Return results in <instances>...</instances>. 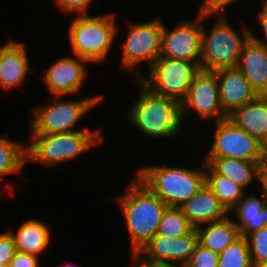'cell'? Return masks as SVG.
<instances>
[{"label":"cell","mask_w":267,"mask_h":267,"mask_svg":"<svg viewBox=\"0 0 267 267\" xmlns=\"http://www.w3.org/2000/svg\"><path fill=\"white\" fill-rule=\"evenodd\" d=\"M129 184L125 194L119 195L117 201L124 214L132 252H139L156 234L168 206L137 178Z\"/></svg>","instance_id":"cell-1"},{"label":"cell","mask_w":267,"mask_h":267,"mask_svg":"<svg viewBox=\"0 0 267 267\" xmlns=\"http://www.w3.org/2000/svg\"><path fill=\"white\" fill-rule=\"evenodd\" d=\"M141 85L137 101L127 112L135 127L152 138H170L179 133L182 121L181 102L153 93L139 79Z\"/></svg>","instance_id":"cell-2"},{"label":"cell","mask_w":267,"mask_h":267,"mask_svg":"<svg viewBox=\"0 0 267 267\" xmlns=\"http://www.w3.org/2000/svg\"><path fill=\"white\" fill-rule=\"evenodd\" d=\"M202 167V168H201ZM200 170L170 166H146L137 179L169 207H181L205 185V163Z\"/></svg>","instance_id":"cell-3"},{"label":"cell","mask_w":267,"mask_h":267,"mask_svg":"<svg viewBox=\"0 0 267 267\" xmlns=\"http://www.w3.org/2000/svg\"><path fill=\"white\" fill-rule=\"evenodd\" d=\"M33 141L26 145L27 161L57 166L74 160L83 152L103 142L99 129L69 133L31 134Z\"/></svg>","instance_id":"cell-4"},{"label":"cell","mask_w":267,"mask_h":267,"mask_svg":"<svg viewBox=\"0 0 267 267\" xmlns=\"http://www.w3.org/2000/svg\"><path fill=\"white\" fill-rule=\"evenodd\" d=\"M114 16H76L69 26V40L74 56L89 63L105 61L119 31Z\"/></svg>","instance_id":"cell-5"},{"label":"cell","mask_w":267,"mask_h":267,"mask_svg":"<svg viewBox=\"0 0 267 267\" xmlns=\"http://www.w3.org/2000/svg\"><path fill=\"white\" fill-rule=\"evenodd\" d=\"M223 14H215L216 23L209 34L203 25L200 70L214 72L237 67L243 46L250 38L251 30L247 26L242 25L243 35L240 36Z\"/></svg>","instance_id":"cell-6"},{"label":"cell","mask_w":267,"mask_h":267,"mask_svg":"<svg viewBox=\"0 0 267 267\" xmlns=\"http://www.w3.org/2000/svg\"><path fill=\"white\" fill-rule=\"evenodd\" d=\"M199 71L200 66L195 62L159 56L150 67L149 78L144 77L137 69L134 73L136 79L153 93L182 102Z\"/></svg>","instance_id":"cell-7"},{"label":"cell","mask_w":267,"mask_h":267,"mask_svg":"<svg viewBox=\"0 0 267 267\" xmlns=\"http://www.w3.org/2000/svg\"><path fill=\"white\" fill-rule=\"evenodd\" d=\"M103 98L102 95H97L76 101L59 102L55 99L53 104L40 105L31 112L34 116L31 122V133L54 134L76 131L75 124Z\"/></svg>","instance_id":"cell-8"},{"label":"cell","mask_w":267,"mask_h":267,"mask_svg":"<svg viewBox=\"0 0 267 267\" xmlns=\"http://www.w3.org/2000/svg\"><path fill=\"white\" fill-rule=\"evenodd\" d=\"M214 140L204 158H235L249 162H265L267 149L257 138L236 126L228 118L215 121Z\"/></svg>","instance_id":"cell-9"},{"label":"cell","mask_w":267,"mask_h":267,"mask_svg":"<svg viewBox=\"0 0 267 267\" xmlns=\"http://www.w3.org/2000/svg\"><path fill=\"white\" fill-rule=\"evenodd\" d=\"M163 26L160 19L129 24L122 50V68L134 69L142 61H145L149 68L154 64L161 52Z\"/></svg>","instance_id":"cell-10"},{"label":"cell","mask_w":267,"mask_h":267,"mask_svg":"<svg viewBox=\"0 0 267 267\" xmlns=\"http://www.w3.org/2000/svg\"><path fill=\"white\" fill-rule=\"evenodd\" d=\"M198 11L195 23L183 21L171 31L163 26L160 56L195 62L200 66L203 31L201 23L212 14Z\"/></svg>","instance_id":"cell-11"},{"label":"cell","mask_w":267,"mask_h":267,"mask_svg":"<svg viewBox=\"0 0 267 267\" xmlns=\"http://www.w3.org/2000/svg\"><path fill=\"white\" fill-rule=\"evenodd\" d=\"M182 116L196 111L202 119H215L216 121L227 118L220 103L219 82L213 71L200 70L193 78L186 98L181 102Z\"/></svg>","instance_id":"cell-12"},{"label":"cell","mask_w":267,"mask_h":267,"mask_svg":"<svg viewBox=\"0 0 267 267\" xmlns=\"http://www.w3.org/2000/svg\"><path fill=\"white\" fill-rule=\"evenodd\" d=\"M197 243L198 235L195 228L178 238L155 234L138 253L144 255L148 261L169 265L178 262V265H186Z\"/></svg>","instance_id":"cell-13"},{"label":"cell","mask_w":267,"mask_h":267,"mask_svg":"<svg viewBox=\"0 0 267 267\" xmlns=\"http://www.w3.org/2000/svg\"><path fill=\"white\" fill-rule=\"evenodd\" d=\"M88 63L85 59L78 56L59 58L42 75V80L46 83L49 91L54 97L66 94L78 93L82 88L83 81L86 79Z\"/></svg>","instance_id":"cell-14"},{"label":"cell","mask_w":267,"mask_h":267,"mask_svg":"<svg viewBox=\"0 0 267 267\" xmlns=\"http://www.w3.org/2000/svg\"><path fill=\"white\" fill-rule=\"evenodd\" d=\"M214 72L219 82L220 103L227 115L259 96L237 67L222 68Z\"/></svg>","instance_id":"cell-15"},{"label":"cell","mask_w":267,"mask_h":267,"mask_svg":"<svg viewBox=\"0 0 267 267\" xmlns=\"http://www.w3.org/2000/svg\"><path fill=\"white\" fill-rule=\"evenodd\" d=\"M237 68L260 96H267V47L251 37L243 46Z\"/></svg>","instance_id":"cell-16"},{"label":"cell","mask_w":267,"mask_h":267,"mask_svg":"<svg viewBox=\"0 0 267 267\" xmlns=\"http://www.w3.org/2000/svg\"><path fill=\"white\" fill-rule=\"evenodd\" d=\"M25 44L10 40L0 48V86L11 89L22 85L29 74Z\"/></svg>","instance_id":"cell-17"},{"label":"cell","mask_w":267,"mask_h":267,"mask_svg":"<svg viewBox=\"0 0 267 267\" xmlns=\"http://www.w3.org/2000/svg\"><path fill=\"white\" fill-rule=\"evenodd\" d=\"M180 208L194 228L222 220L228 214L218 197L206 185Z\"/></svg>","instance_id":"cell-18"},{"label":"cell","mask_w":267,"mask_h":267,"mask_svg":"<svg viewBox=\"0 0 267 267\" xmlns=\"http://www.w3.org/2000/svg\"><path fill=\"white\" fill-rule=\"evenodd\" d=\"M227 118L267 147V96L234 109Z\"/></svg>","instance_id":"cell-19"},{"label":"cell","mask_w":267,"mask_h":267,"mask_svg":"<svg viewBox=\"0 0 267 267\" xmlns=\"http://www.w3.org/2000/svg\"><path fill=\"white\" fill-rule=\"evenodd\" d=\"M204 159L203 162L208 164L216 173L227 177L244 189L254 181V178L260 181V168L264 162H249L230 157Z\"/></svg>","instance_id":"cell-20"},{"label":"cell","mask_w":267,"mask_h":267,"mask_svg":"<svg viewBox=\"0 0 267 267\" xmlns=\"http://www.w3.org/2000/svg\"><path fill=\"white\" fill-rule=\"evenodd\" d=\"M14 239L16 251L39 256L50 244V229L44 222L30 219L20 225L17 232L9 231Z\"/></svg>","instance_id":"cell-21"},{"label":"cell","mask_w":267,"mask_h":267,"mask_svg":"<svg viewBox=\"0 0 267 267\" xmlns=\"http://www.w3.org/2000/svg\"><path fill=\"white\" fill-rule=\"evenodd\" d=\"M195 229L198 235V243L216 253H221L240 237V231L235 221L228 215L222 220Z\"/></svg>","instance_id":"cell-22"},{"label":"cell","mask_w":267,"mask_h":267,"mask_svg":"<svg viewBox=\"0 0 267 267\" xmlns=\"http://www.w3.org/2000/svg\"><path fill=\"white\" fill-rule=\"evenodd\" d=\"M262 195L264 201L254 195H244L233 208L234 214L239 218V223L236 221L235 223L240 231V236L246 237L267 225V198L264 192Z\"/></svg>","instance_id":"cell-23"},{"label":"cell","mask_w":267,"mask_h":267,"mask_svg":"<svg viewBox=\"0 0 267 267\" xmlns=\"http://www.w3.org/2000/svg\"><path fill=\"white\" fill-rule=\"evenodd\" d=\"M205 185L218 197L227 212H232L246 194L243 187L219 175L208 164H205Z\"/></svg>","instance_id":"cell-24"},{"label":"cell","mask_w":267,"mask_h":267,"mask_svg":"<svg viewBox=\"0 0 267 267\" xmlns=\"http://www.w3.org/2000/svg\"><path fill=\"white\" fill-rule=\"evenodd\" d=\"M7 134L0 137V179L5 175L19 173L27 162L26 146L6 139Z\"/></svg>","instance_id":"cell-25"},{"label":"cell","mask_w":267,"mask_h":267,"mask_svg":"<svg viewBox=\"0 0 267 267\" xmlns=\"http://www.w3.org/2000/svg\"><path fill=\"white\" fill-rule=\"evenodd\" d=\"M194 227L180 207H167L158 225L156 235L178 238Z\"/></svg>","instance_id":"cell-26"},{"label":"cell","mask_w":267,"mask_h":267,"mask_svg":"<svg viewBox=\"0 0 267 267\" xmlns=\"http://www.w3.org/2000/svg\"><path fill=\"white\" fill-rule=\"evenodd\" d=\"M218 267H254L246 237L240 236L219 253Z\"/></svg>","instance_id":"cell-27"},{"label":"cell","mask_w":267,"mask_h":267,"mask_svg":"<svg viewBox=\"0 0 267 267\" xmlns=\"http://www.w3.org/2000/svg\"><path fill=\"white\" fill-rule=\"evenodd\" d=\"M251 262L257 267L262 261L267 260V225L246 236Z\"/></svg>","instance_id":"cell-28"},{"label":"cell","mask_w":267,"mask_h":267,"mask_svg":"<svg viewBox=\"0 0 267 267\" xmlns=\"http://www.w3.org/2000/svg\"><path fill=\"white\" fill-rule=\"evenodd\" d=\"M219 253L203 247L199 243L195 246L187 267H218Z\"/></svg>","instance_id":"cell-29"},{"label":"cell","mask_w":267,"mask_h":267,"mask_svg":"<svg viewBox=\"0 0 267 267\" xmlns=\"http://www.w3.org/2000/svg\"><path fill=\"white\" fill-rule=\"evenodd\" d=\"M16 252L14 239L9 231L0 234V262L9 265Z\"/></svg>","instance_id":"cell-30"},{"label":"cell","mask_w":267,"mask_h":267,"mask_svg":"<svg viewBox=\"0 0 267 267\" xmlns=\"http://www.w3.org/2000/svg\"><path fill=\"white\" fill-rule=\"evenodd\" d=\"M56 4L63 12L79 13V16L86 15L92 0H56Z\"/></svg>","instance_id":"cell-31"},{"label":"cell","mask_w":267,"mask_h":267,"mask_svg":"<svg viewBox=\"0 0 267 267\" xmlns=\"http://www.w3.org/2000/svg\"><path fill=\"white\" fill-rule=\"evenodd\" d=\"M38 258L32 254L16 251L8 267H40Z\"/></svg>","instance_id":"cell-32"},{"label":"cell","mask_w":267,"mask_h":267,"mask_svg":"<svg viewBox=\"0 0 267 267\" xmlns=\"http://www.w3.org/2000/svg\"><path fill=\"white\" fill-rule=\"evenodd\" d=\"M236 1L237 0H204L199 10L212 15L221 14L224 7Z\"/></svg>","instance_id":"cell-33"},{"label":"cell","mask_w":267,"mask_h":267,"mask_svg":"<svg viewBox=\"0 0 267 267\" xmlns=\"http://www.w3.org/2000/svg\"><path fill=\"white\" fill-rule=\"evenodd\" d=\"M258 19L260 26L263 29L264 32V39L259 38L258 36H255L254 33L250 32V37L255 40L256 42L263 44L267 47V0L264 1L263 7L260 12H258Z\"/></svg>","instance_id":"cell-34"},{"label":"cell","mask_w":267,"mask_h":267,"mask_svg":"<svg viewBox=\"0 0 267 267\" xmlns=\"http://www.w3.org/2000/svg\"><path fill=\"white\" fill-rule=\"evenodd\" d=\"M132 261L135 263L133 264L134 267H170L169 264H164L160 262H152L146 260L144 257H140V254L138 252H132ZM141 258V259H140Z\"/></svg>","instance_id":"cell-35"},{"label":"cell","mask_w":267,"mask_h":267,"mask_svg":"<svg viewBox=\"0 0 267 267\" xmlns=\"http://www.w3.org/2000/svg\"><path fill=\"white\" fill-rule=\"evenodd\" d=\"M259 183H261L262 192L266 194V198H267V159L261 165Z\"/></svg>","instance_id":"cell-36"},{"label":"cell","mask_w":267,"mask_h":267,"mask_svg":"<svg viewBox=\"0 0 267 267\" xmlns=\"http://www.w3.org/2000/svg\"><path fill=\"white\" fill-rule=\"evenodd\" d=\"M257 267H267V260L262 261Z\"/></svg>","instance_id":"cell-37"},{"label":"cell","mask_w":267,"mask_h":267,"mask_svg":"<svg viewBox=\"0 0 267 267\" xmlns=\"http://www.w3.org/2000/svg\"><path fill=\"white\" fill-rule=\"evenodd\" d=\"M170 267H187L186 265H176V264H174V265H171Z\"/></svg>","instance_id":"cell-38"},{"label":"cell","mask_w":267,"mask_h":267,"mask_svg":"<svg viewBox=\"0 0 267 267\" xmlns=\"http://www.w3.org/2000/svg\"><path fill=\"white\" fill-rule=\"evenodd\" d=\"M0 267H8V265H6V264H2V263L0 262Z\"/></svg>","instance_id":"cell-39"},{"label":"cell","mask_w":267,"mask_h":267,"mask_svg":"<svg viewBox=\"0 0 267 267\" xmlns=\"http://www.w3.org/2000/svg\"><path fill=\"white\" fill-rule=\"evenodd\" d=\"M67 265H65L64 267H72L71 263H66Z\"/></svg>","instance_id":"cell-40"}]
</instances>
